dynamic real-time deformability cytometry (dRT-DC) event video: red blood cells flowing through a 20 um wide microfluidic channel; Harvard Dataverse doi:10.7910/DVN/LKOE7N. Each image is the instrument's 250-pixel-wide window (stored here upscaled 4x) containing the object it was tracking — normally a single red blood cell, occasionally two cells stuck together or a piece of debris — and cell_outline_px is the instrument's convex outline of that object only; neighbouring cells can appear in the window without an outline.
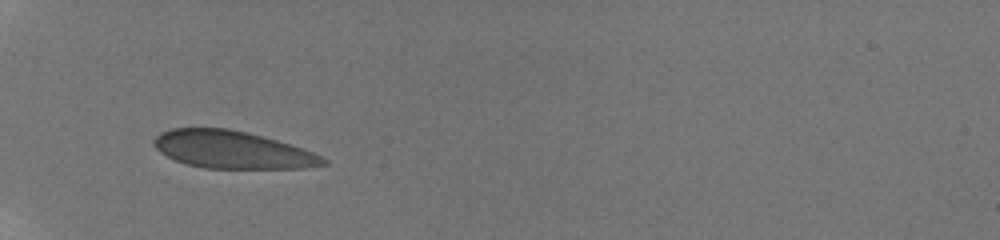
{"species": "human", "species_latin": "Homo sapiens", "temperature_condition": "room temperature", "stored_images_in_passage": 49, "camera_frame_rate_fps": 3000, "um_per_image_px": 0.085, "donor": {"sex": "male"}, "frame": {"image": 1, "passage_image": 1, "time_ms": 0.0, "image_size_px": [1000, 240], "cell_outline_px": [[328, 164], [304, 168], [204, 168], [188, 164], [176, 160], [160, 152], [152, 144], [152, 140], [160, 132], [172, 128], [228, 128], [248, 132], [276, 140], [312, 152], [328, 160]], "centroid_in_image_um": [19.71, 12.72], "position_along_channel_um": 65.3, "area_um2": 36.76}}
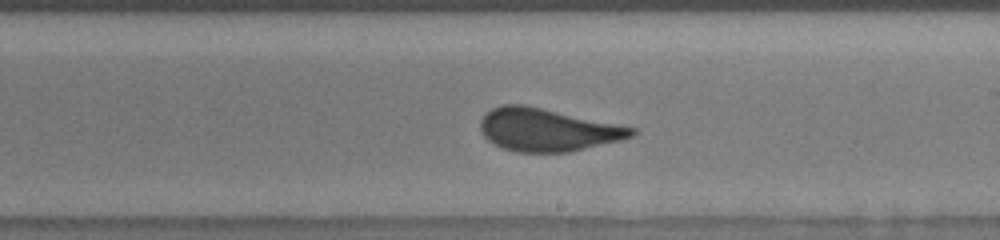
{"frame": {"image": 2, "passage_image": 21, "time_ms": 5.0, "image_size_px": [1000, 240], "cell_outline_px": [[636, 132], [632, 136], [620, 140], [568, 152], [516, 152], [504, 148], [488, 140], [480, 132], [480, 120], [484, 112], [500, 104], [524, 104], [636, 128]], "centroid_in_image_um": [46.47, 11.02], "position_along_channel_um": 242.5, "area_um2": 37.57}}
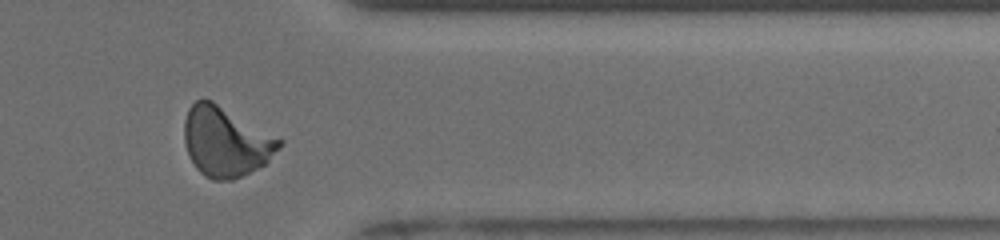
{"frame": {"image": 3, "passage_image": 38, "time_ms": 9.0, "image_size_px": [1000, 240], "cell_outline_px": [[284, 144], [264, 164], [232, 180], [212, 180], [200, 172], [196, 168], [188, 156], [184, 140], [184, 120], [188, 108], [196, 100], [212, 100], [284, 140]], "centroid_in_image_um": [19.18, 12.03], "position_along_channel_um": 392.2, "area_um2": 38.55}, "authors_computed_cell_mechanics": {"area_um2": 37.281, "velocity_mm_per_s": 3.8396, "shape_relaxation_time_tau1_ms": 6.5127, "shape_relaxation_time_tau2_ms": null, "deformation_change_tau1": 0.1369, "deformation_change_tau2": null}}